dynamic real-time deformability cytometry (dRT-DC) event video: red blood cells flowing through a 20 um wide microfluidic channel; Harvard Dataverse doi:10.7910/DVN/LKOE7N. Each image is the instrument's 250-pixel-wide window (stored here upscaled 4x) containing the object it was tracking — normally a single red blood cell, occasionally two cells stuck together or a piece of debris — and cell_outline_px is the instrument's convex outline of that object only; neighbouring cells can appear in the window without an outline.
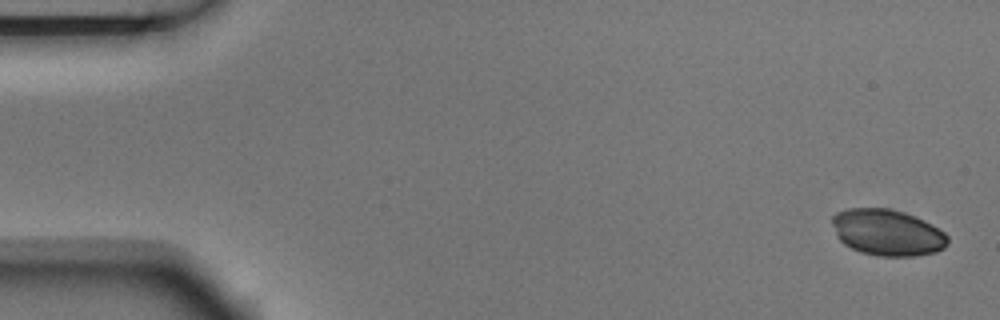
{"species": "Egyptian fruit bat (a non-hibernating species)", "species_latin": "Rousettus aegyptiacus", "temperature_condition": "room temperature", "stored_images_in_passage": 5, "camera_frame_rate_fps": 3000, "um_per_image_px": 0.085, "animal": {"sex": "male"}, "frame": {"image": 1, "passage_image": 1, "time_ms": 0.0, "image_size_px": [1000, 320], "cell_outline_px": [[948, 240], [944, 248], [936, 252], [916, 256], [876, 256], [860, 252], [844, 244], [836, 236], [832, 224], [832, 216], [836, 212], [848, 208], [888, 208], [904, 212], [924, 220], [932, 224], [944, 232], [948, 236]], "centroid_in_image_um": [75.41, 19.76], "position_along_channel_um": 9.6, "area_um2": 31.39}}
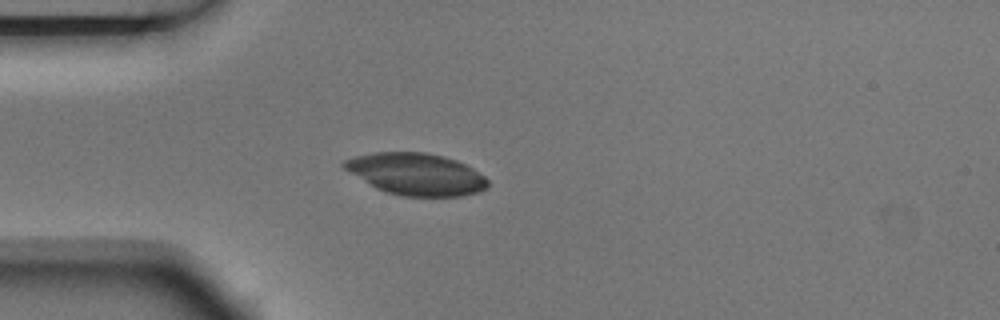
{"frame": {"image": 2, "passage_image": 4, "time_ms": 1.0, "image_size_px": [1000, 320], "cell_outline_px": [[488, 184], [480, 192], [460, 196], [400, 196], [384, 192], [376, 188], [344, 168], [340, 164], [344, 160], [356, 156], [376, 152], [424, 152], [444, 156], [456, 160], [472, 168], [484, 176], [488, 180]], "centroid_in_image_um": [35.37, 14.8], "position_along_channel_um": 49.6, "area_um2": 34.91}}